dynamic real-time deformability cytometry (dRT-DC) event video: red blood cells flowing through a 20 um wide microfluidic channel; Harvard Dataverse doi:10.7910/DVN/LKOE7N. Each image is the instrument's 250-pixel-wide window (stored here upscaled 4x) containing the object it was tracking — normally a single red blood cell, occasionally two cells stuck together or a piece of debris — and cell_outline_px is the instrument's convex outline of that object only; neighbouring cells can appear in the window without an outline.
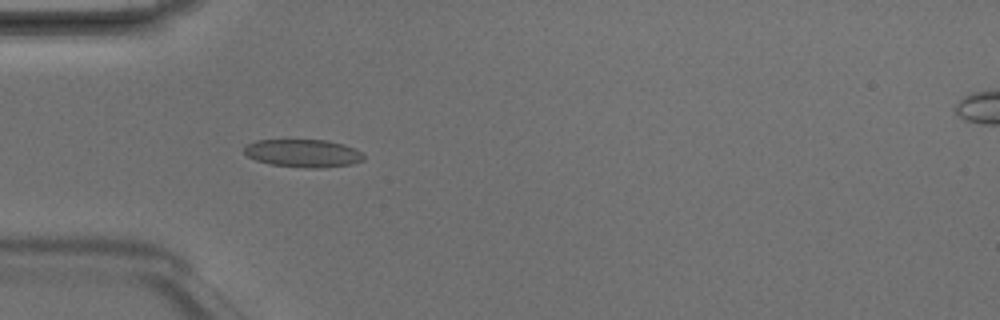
{"species": "Egyptian fruit bat (a non-hibernating species)", "species_latin": "Rousettus aegyptiacus", "temperature_condition": "room temperature", "stored_images_in_passage": 5, "camera_frame_rate_fps": 3000, "um_per_image_px": 0.085, "animal": {"sex": "male"}, "frame": {"image": 1, "passage_image": 4, "time_ms": 1.0, "image_size_px": [1000, 320], "cell_outline_px": [[364, 160], [352, 164], [320, 168], [308, 168], [272, 164], [256, 160], [248, 156], [244, 152], [244, 148], [248, 144], [256, 140], [328, 140], [344, 144], [356, 148], [364, 156]], "centroid_in_image_um": [25.8, 13.02], "position_along_channel_um": 59.2, "area_um2": 19.36}}